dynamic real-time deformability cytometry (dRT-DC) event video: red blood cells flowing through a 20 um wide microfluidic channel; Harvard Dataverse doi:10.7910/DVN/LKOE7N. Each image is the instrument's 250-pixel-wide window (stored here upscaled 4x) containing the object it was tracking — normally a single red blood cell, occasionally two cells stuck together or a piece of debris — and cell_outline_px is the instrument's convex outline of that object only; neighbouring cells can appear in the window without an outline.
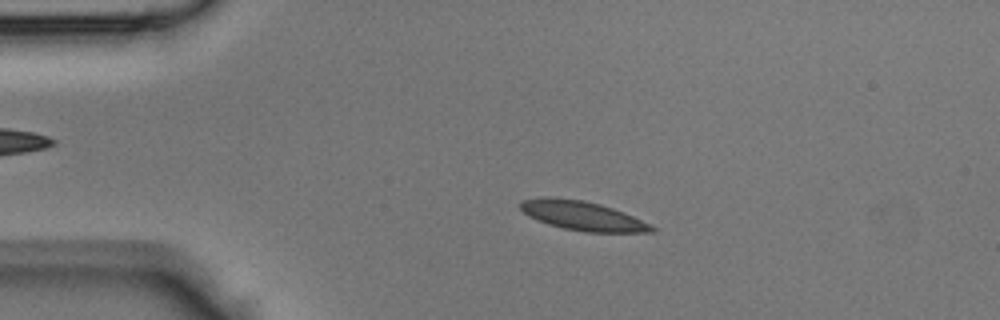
{"species": "Egyptian fruit bat (a non-hibernating species)", "species_latin": "Rousettus aegyptiacus", "temperature_condition": "room temperature", "stored_images_in_passage": 42, "camera_frame_rate_fps": 3000, "um_per_image_px": 0.085, "animal": {"sex": "male"}, "frame": {"image": 1, "passage_image": 6, "time_ms": 1.667, "image_size_px": [1000, 320], "cell_outline_px": [[656, 232], [584, 232], [564, 228], [548, 224], [536, 220], [528, 216], [520, 208], [520, 200], [540, 196], [552, 196], [584, 200], [600, 204], [624, 212], [656, 228]], "centroid_in_image_um": [49.44, 18.32], "position_along_channel_um": 35.6, "area_um2": 22.48}}
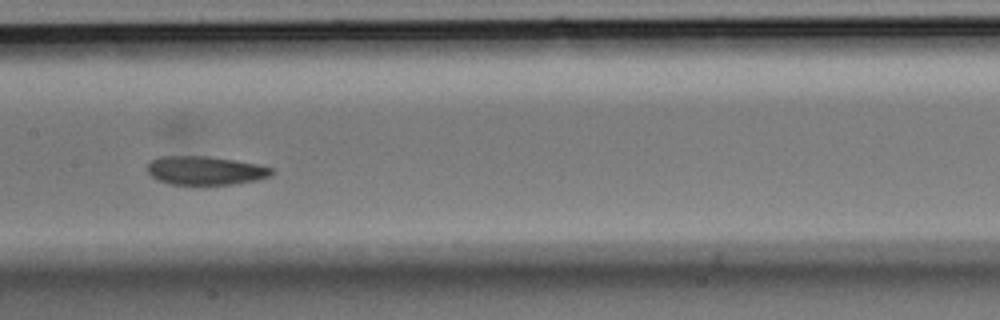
{"frame": {"image": 2, "passage_image": 19, "time_ms": 6.0, "image_size_px": [1000, 320], "cell_outline_px": [[272, 176], [256, 180], [232, 184], [168, 184], [152, 176], [148, 172], [148, 164], [152, 160], [160, 156], [208, 156], [256, 164], [272, 168]], "centroid_in_image_um": [17.45, 14.49], "position_along_channel_um": 190.0, "area_um2": 20.46}}
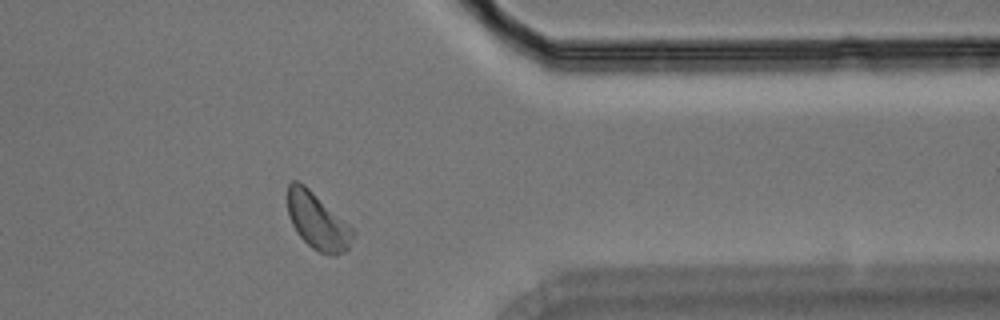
{"frame": {"image": 3, "passage_image": 33, "time_ms": 10.667, "image_size_px": [1000, 320], "cell_outline_px": [[356, 232], [348, 248], [344, 252], [336, 256], [320, 252], [312, 248], [296, 232], [292, 224], [288, 212], [288, 184], [292, 180], [296, 180], [304, 184], [348, 224]], "centroid_in_image_um": [26.99, 18.81], "position_along_channel_um": 384.4, "area_um2": 21.21}}